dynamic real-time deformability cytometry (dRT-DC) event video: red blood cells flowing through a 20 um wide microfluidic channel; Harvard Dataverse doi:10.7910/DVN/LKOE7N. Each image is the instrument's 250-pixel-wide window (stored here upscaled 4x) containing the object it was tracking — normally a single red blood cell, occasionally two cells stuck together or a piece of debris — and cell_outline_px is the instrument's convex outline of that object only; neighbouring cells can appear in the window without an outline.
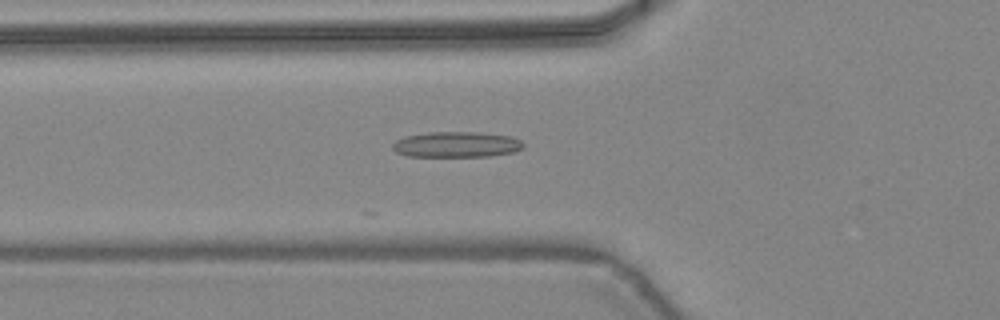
{"species": "common noctule bat (a hibernating species)", "species_latin": "Nyctalus noctula", "temperature_condition": "warm", "stored_images_in_passage": 46, "camera_frame_rate_fps": 3000, "um_per_image_px": 0.085, "animal": {"sex": "female", "body_mass_g": 24.6, "forearm_length_mm": 56.2}, "frame": {"image": 1, "passage_image": 18, "time_ms": 5.667, "image_size_px": [1000, 320], "cell_outline_px": [[520, 144], [516, 148], [504, 152], [472, 156], [420, 156], [404, 152], [416, 136], [500, 136], [512, 140]], "centroid_in_image_um": [39.07, 12.39], "position_along_channel_um": 86.7, "area_um2": 14.05}}
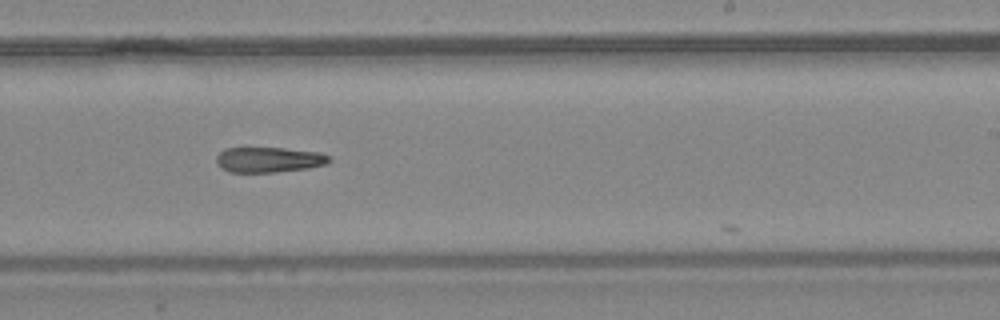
{"frame": {"image": 2, "passage_image": 30, "time_ms": 9.667, "image_size_px": [1000, 320], "cell_outline_px": [[328, 160], [320, 164], [296, 168], [264, 172], [236, 172], [220, 164], [220, 156], [224, 152], [232, 148], [276, 148], [308, 152], [328, 156]], "centroid_in_image_um": [22.8, 13.56], "position_along_channel_um": 266.2, "area_um2": 14.57}}
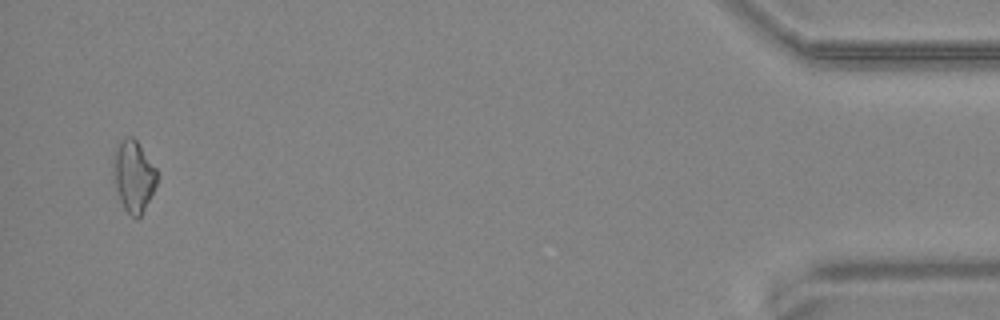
{"frame": {"image": 3, "passage_image": 46, "time_ms": 15.0, "image_size_px": [1000, 320], "cell_outline_px": [[156, 184], [152, 192], [140, 212], [124, 200], [120, 192], [120, 152], [136, 144], [156, 172]], "centroid_in_image_um": [11.57, 15.08], "position_along_channel_um": 423.6, "area_um2": 12.48}}